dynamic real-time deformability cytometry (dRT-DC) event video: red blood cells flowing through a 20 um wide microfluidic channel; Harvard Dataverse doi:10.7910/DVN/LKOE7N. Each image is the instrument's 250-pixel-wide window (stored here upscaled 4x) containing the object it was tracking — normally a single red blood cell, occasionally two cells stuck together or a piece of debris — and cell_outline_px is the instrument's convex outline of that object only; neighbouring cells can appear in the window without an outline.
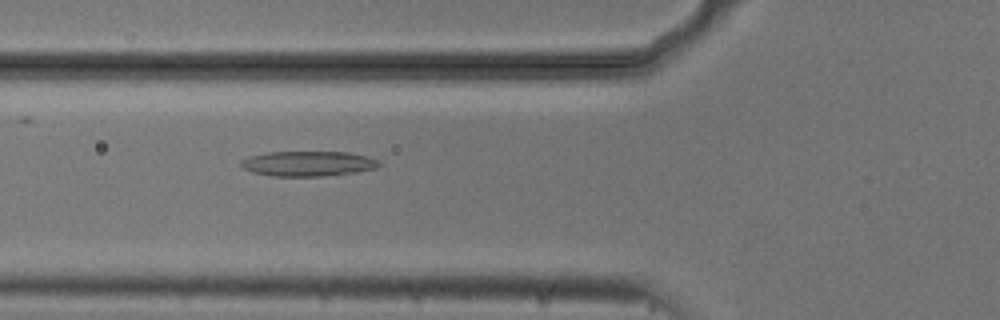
{"species": "common noctule bat (a hibernating species)", "species_latin": "Nyctalus noctula", "temperature_condition": "cold", "stored_images_in_passage": 37, "camera_frame_rate_fps": 3000, "um_per_image_px": 0.085, "animal": {"sex": "male", "body_mass_g": 20.5, "forearm_length_mm": 52.5}, "frame": {"image": 1, "passage_image": 3, "time_ms": 0.667, "image_size_px": [1000, 320], "cell_outline_px": [[384, 164], [380, 168], [356, 172], [320, 176], [272, 176], [252, 172], [240, 168], [240, 160], [248, 156], [268, 152], [348, 152], [368, 156], [380, 160]], "centroid_in_image_um": [26.22, 13.9], "position_along_channel_um": 99.6, "area_um2": 20.58}}
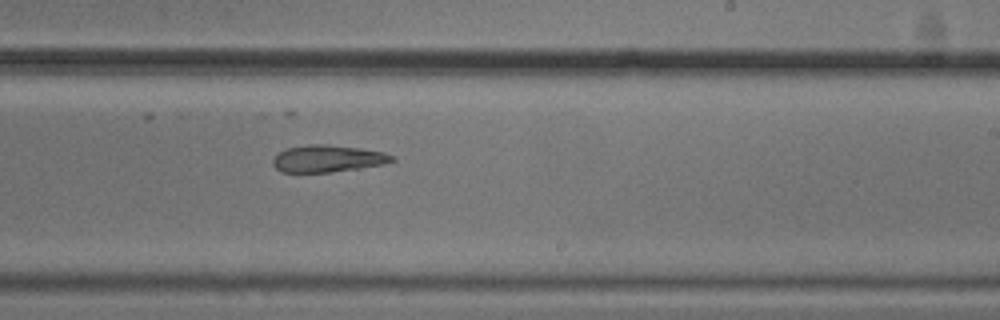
{"frame": {"image": 2, "passage_image": 16, "time_ms": 5.0, "image_size_px": [1000, 320], "cell_outline_px": [[396, 160], [384, 164], [360, 168], [328, 172], [280, 172], [272, 164], [272, 160], [280, 152], [288, 148], [312, 144], [328, 144], [360, 148], [384, 152], [392, 156]], "centroid_in_image_um": [27.86, 13.48], "position_along_channel_um": 261.1, "area_um2": 18.61}}
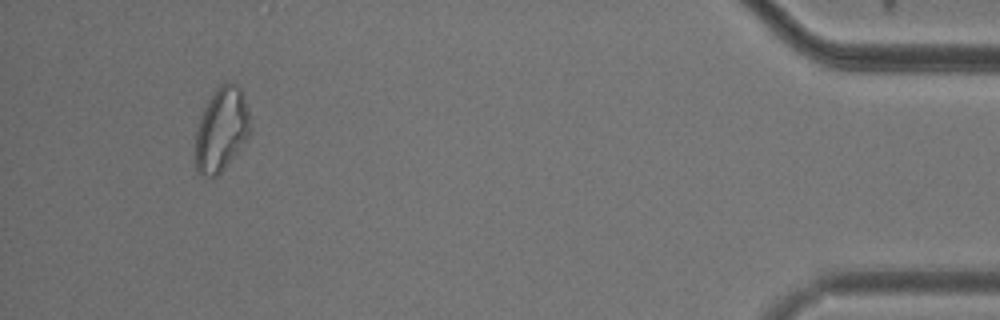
{"frame": {"image": 3, "passage_image": 34, "time_ms": 11.0, "image_size_px": [1000, 320], "cell_outline_px": [[248, 136], [244, 144], [220, 172], [216, 176], [200, 176], [196, 172], [196, 132], [204, 108], [208, 100], [216, 88], [224, 80], [228, 80], [236, 84], [240, 88], [248, 108]], "centroid_in_image_um": [18.81, 10.98], "position_along_channel_um": 416.4, "area_um2": 26.41}}